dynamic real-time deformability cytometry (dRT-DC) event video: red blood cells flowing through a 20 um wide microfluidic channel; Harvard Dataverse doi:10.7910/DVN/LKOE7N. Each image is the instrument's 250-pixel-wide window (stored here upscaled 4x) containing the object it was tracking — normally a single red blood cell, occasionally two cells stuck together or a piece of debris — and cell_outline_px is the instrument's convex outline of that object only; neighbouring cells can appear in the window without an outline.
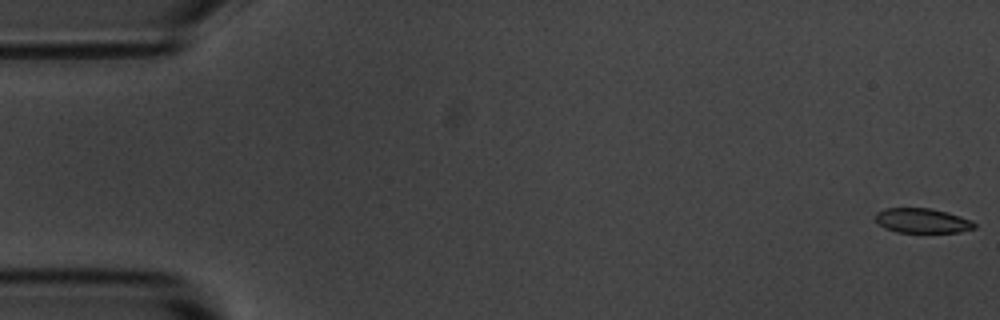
{"species": "common noctule bat (a hibernating species)", "species_latin": "Nyctalus noctula", "temperature_condition": "room temperature", "stored_images_in_passage": 7, "camera_frame_rate_fps": 3000, "um_per_image_px": 0.085, "animal": {"sex": "male", "body_mass_g": 20.1, "forearm_length_mm": 53.5}, "frame": {"image": 1, "passage_image": 1, "time_ms": 0.0, "image_size_px": [1000, 320], "cell_outline_px": [[976, 228], [960, 232], [896, 232], [884, 228], [872, 216], [876, 212], [884, 208], [932, 208], [948, 212], [972, 220], [976, 224]], "centroid_in_image_um": [78.38, 18.75], "position_along_channel_um": 6.6, "area_um2": 14.45}}
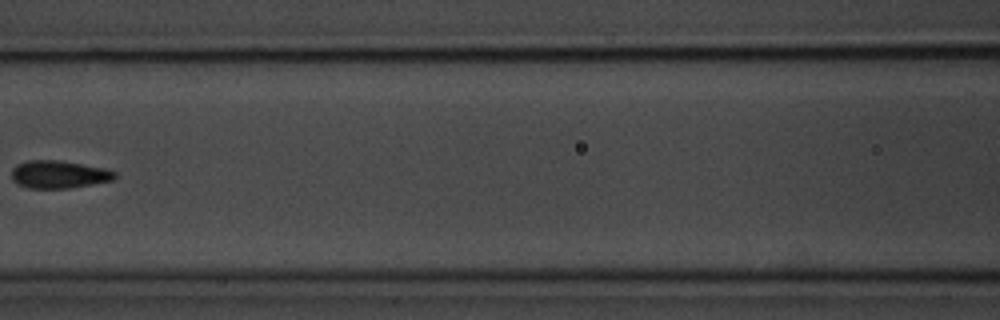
{"frame": {"image": 2, "passage_image": 7, "time_ms": 8.0, "image_size_px": [1000, 320], "cell_outline_px": [[116, 176], [112, 180], [92, 184], [68, 188], [28, 188], [16, 184], [12, 180], [12, 168], [16, 164], [28, 160], [60, 160], [108, 168], [116, 172]], "centroid_in_image_um": [4.99, 14.81], "position_along_channel_um": 161.6, "area_um2": 16.88}}